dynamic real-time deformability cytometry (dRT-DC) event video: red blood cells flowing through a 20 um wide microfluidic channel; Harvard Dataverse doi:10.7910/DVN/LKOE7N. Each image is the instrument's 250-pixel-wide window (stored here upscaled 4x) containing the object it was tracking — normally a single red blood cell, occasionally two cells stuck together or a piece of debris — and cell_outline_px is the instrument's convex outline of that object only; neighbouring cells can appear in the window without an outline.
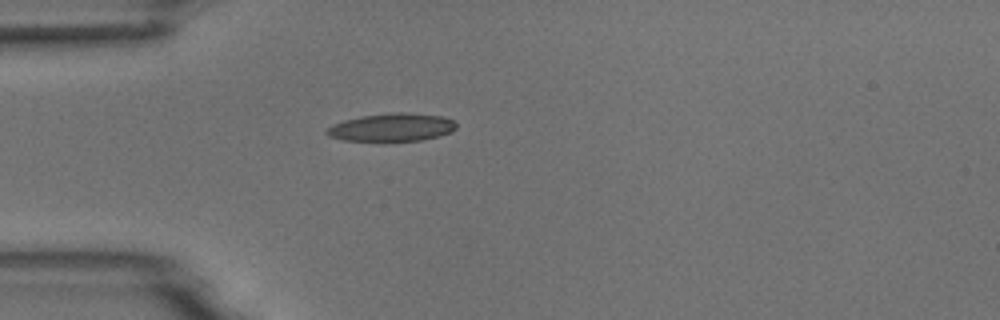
{"species": "common noctule bat (a hibernating species)", "species_latin": "Nyctalus noctula", "temperature_condition": "room temperature", "stored_images_in_passage": 1, "camera_frame_rate_fps": 3000, "um_per_image_px": 0.085, "animal": {"sex": "male", "body_mass_g": 18.8}, "frame": {"image": 1, "passage_image": 1, "time_ms": 0.0, "image_size_px": [1000, 320], "cell_outline_px": [[456, 128], [452, 132], [440, 136], [420, 140], [344, 140], [328, 136], [324, 132], [332, 124], [344, 120], [360, 116], [392, 112], [408, 112], [440, 116], [452, 120], [456, 124]], "centroid_in_image_um": [33.3, 10.81], "position_along_channel_um": 51.7, "area_um2": 20.98}}